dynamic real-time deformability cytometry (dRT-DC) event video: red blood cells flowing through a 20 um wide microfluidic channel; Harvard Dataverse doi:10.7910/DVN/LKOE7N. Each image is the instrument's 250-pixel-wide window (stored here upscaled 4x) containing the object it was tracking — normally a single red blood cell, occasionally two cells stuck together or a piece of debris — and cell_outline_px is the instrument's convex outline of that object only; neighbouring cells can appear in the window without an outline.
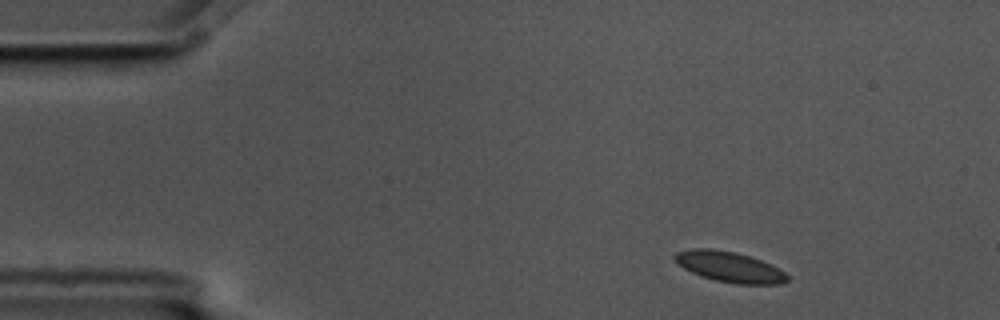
{"species": "common noctule bat (a hibernating species)", "species_latin": "Nyctalus noctula", "temperature_condition": "cold", "stored_images_in_passage": 6, "camera_frame_rate_fps": 3000, "um_per_image_px": 0.085, "animal": {"sex": "male", "body_mass_g": 17.5, "forearm_length_mm": 52.3}, "frame": {"image": 1, "passage_image": 1, "time_ms": 0.0, "image_size_px": [1000, 320], "cell_outline_px": [[788, 280], [780, 284], [736, 284], [716, 280], [700, 276], [684, 268], [672, 256], [676, 252], [692, 248], [708, 248], [736, 252], [760, 260], [784, 272], [788, 276]], "centroid_in_image_um": [61.98, 22.68], "position_along_channel_um": 23.0, "area_um2": 19.71}}